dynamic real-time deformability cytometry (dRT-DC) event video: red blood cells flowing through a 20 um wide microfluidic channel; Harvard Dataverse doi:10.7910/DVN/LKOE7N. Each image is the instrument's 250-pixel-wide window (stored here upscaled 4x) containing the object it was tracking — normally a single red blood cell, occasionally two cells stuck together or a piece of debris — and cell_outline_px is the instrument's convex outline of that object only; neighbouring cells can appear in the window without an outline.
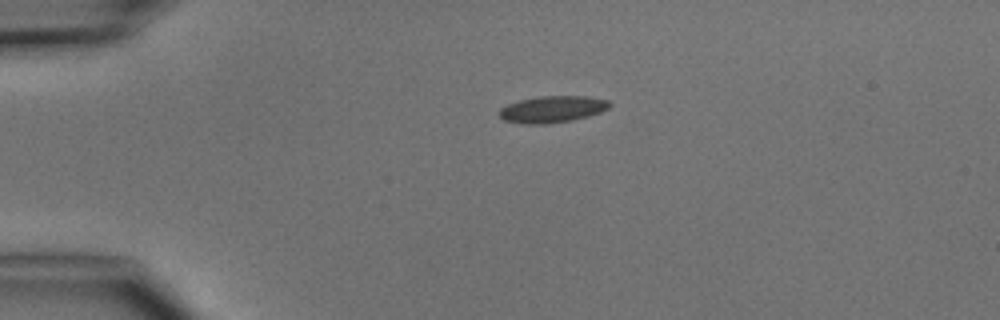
{"species": "common noctule bat (a hibernating species)", "species_latin": "Nyctalus noctula", "temperature_condition": "cold", "stored_images_in_passage": 1, "camera_frame_rate_fps": 3000, "um_per_image_px": 0.085, "animal": {"sex": "male", "body_mass_g": 15.6}, "frame": {"image": 1, "passage_image": 1, "time_ms": 0.0, "image_size_px": [1000, 320], "cell_outline_px": [[612, 104], [608, 108], [600, 112], [588, 116], [572, 120], [548, 124], [520, 124], [504, 120], [500, 116], [500, 108], [508, 104], [520, 100], [536, 96], [588, 96], [608, 100]], "centroid_in_image_um": [46.95, 9.28], "position_along_channel_um": 38.1, "area_um2": 17.22}}